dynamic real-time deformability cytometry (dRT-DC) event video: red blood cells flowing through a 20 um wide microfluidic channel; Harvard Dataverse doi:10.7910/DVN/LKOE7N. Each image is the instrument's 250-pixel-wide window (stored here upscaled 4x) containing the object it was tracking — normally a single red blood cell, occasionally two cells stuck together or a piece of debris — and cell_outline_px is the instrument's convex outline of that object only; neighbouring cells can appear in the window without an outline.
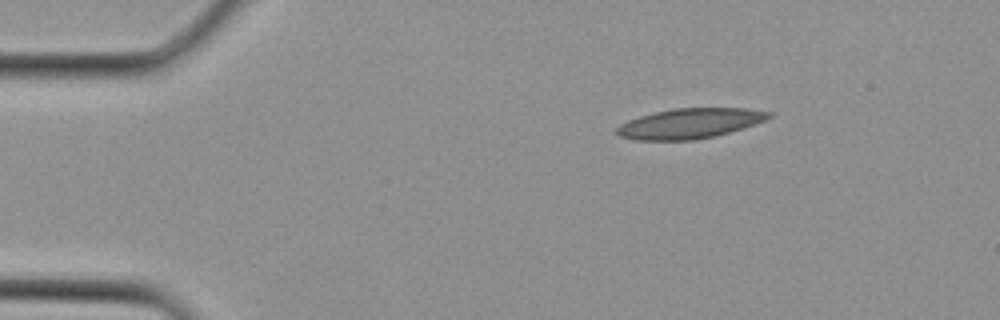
{"species": "Egyptian fruit bat (a non-hibernating species)", "species_latin": "Rousettus aegyptiacus", "temperature_condition": "cold", "stored_images_in_passage": 2, "camera_frame_rate_fps": 3000, "um_per_image_px": 0.085, "animal": {"sex": "female"}, "frame": {"image": 1, "passage_image": 1, "time_ms": 0.0, "image_size_px": [1000, 320], "cell_outline_px": [[772, 116], [764, 120], [716, 136], [696, 140], [632, 140], [620, 136], [612, 132], [620, 124], [628, 120], [640, 116], [672, 108], [744, 108], [772, 112]], "centroid_in_image_um": [58.56, 10.5], "position_along_channel_um": 26.4, "area_um2": 26.59}}
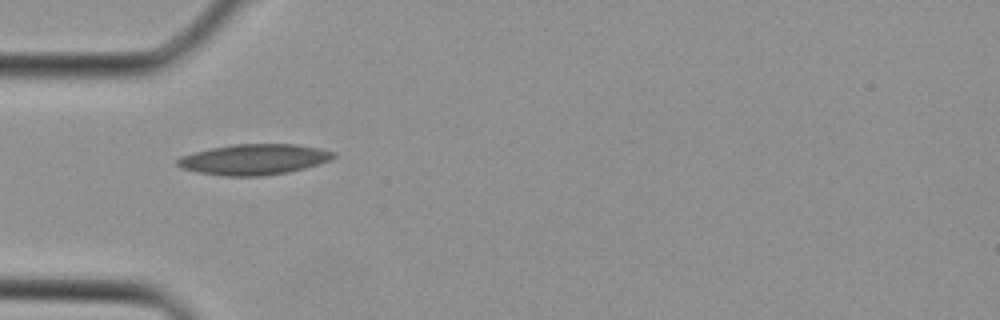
{"frame": {"image": 2, "passage_image": 2, "time_ms": 0.333, "image_size_px": [1000, 320], "cell_outline_px": [[336, 156], [332, 160], [304, 168], [288, 172], [264, 176], [224, 176], [196, 172], [180, 168], [176, 164], [176, 160], [180, 156], [212, 148], [232, 144], [296, 144], [320, 148], [336, 152]], "centroid_in_image_um": [21.6, 13.55], "position_along_channel_um": 63.4, "area_um2": 28.03}}